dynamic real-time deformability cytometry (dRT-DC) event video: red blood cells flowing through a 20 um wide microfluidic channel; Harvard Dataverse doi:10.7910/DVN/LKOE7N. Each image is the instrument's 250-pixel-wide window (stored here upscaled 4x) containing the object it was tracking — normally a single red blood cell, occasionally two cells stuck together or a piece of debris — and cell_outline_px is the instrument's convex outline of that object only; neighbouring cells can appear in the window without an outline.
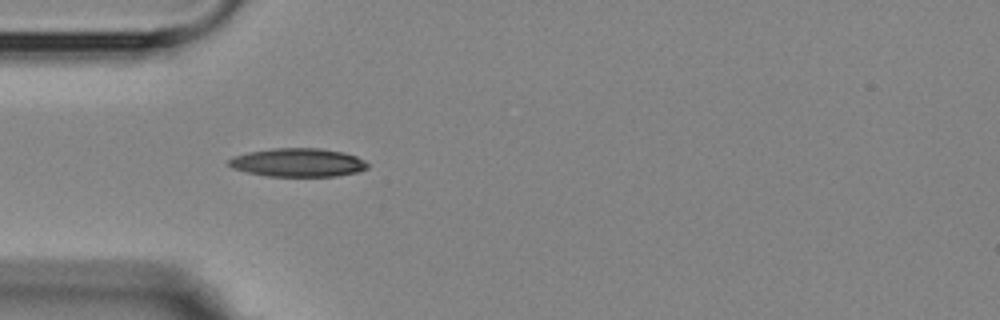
{"species": "Egyptian fruit bat (a non-hibernating species)", "species_latin": "Rousettus aegyptiacus", "temperature_condition": "room temperature", "stored_images_in_passage": 2, "camera_frame_rate_fps": 3000, "um_per_image_px": 0.085, "animal": {"sex": "female"}, "frame": {"image": 1, "passage_image": 1, "time_ms": 0.0, "image_size_px": [1000, 320], "cell_outline_px": [[368, 168], [356, 172], [336, 176], [268, 176], [248, 172], [232, 168], [228, 164], [228, 160], [232, 156], [248, 152], [272, 148], [320, 148], [344, 152], [356, 156], [364, 160], [368, 164]], "centroid_in_image_um": [25.31, 13.8], "position_along_channel_um": 59.7, "area_um2": 23.06}}
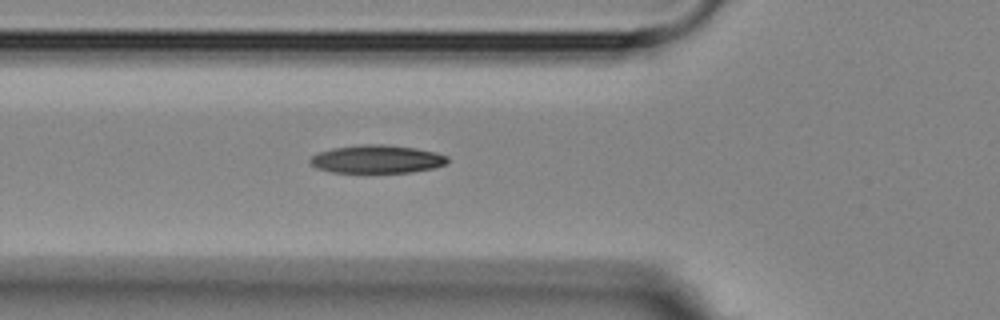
{"frame": {"image": 2, "passage_image": 2, "time_ms": 1.0, "image_size_px": [1000, 320], "cell_outline_px": [[448, 160], [444, 164], [432, 168], [412, 172], [332, 172], [316, 168], [308, 160], [312, 156], [320, 152], [332, 148], [360, 144], [384, 144], [416, 148], [436, 152], [448, 156]], "centroid_in_image_um": [32.03, 13.52], "position_along_channel_um": 93.8, "area_um2": 22.43}}